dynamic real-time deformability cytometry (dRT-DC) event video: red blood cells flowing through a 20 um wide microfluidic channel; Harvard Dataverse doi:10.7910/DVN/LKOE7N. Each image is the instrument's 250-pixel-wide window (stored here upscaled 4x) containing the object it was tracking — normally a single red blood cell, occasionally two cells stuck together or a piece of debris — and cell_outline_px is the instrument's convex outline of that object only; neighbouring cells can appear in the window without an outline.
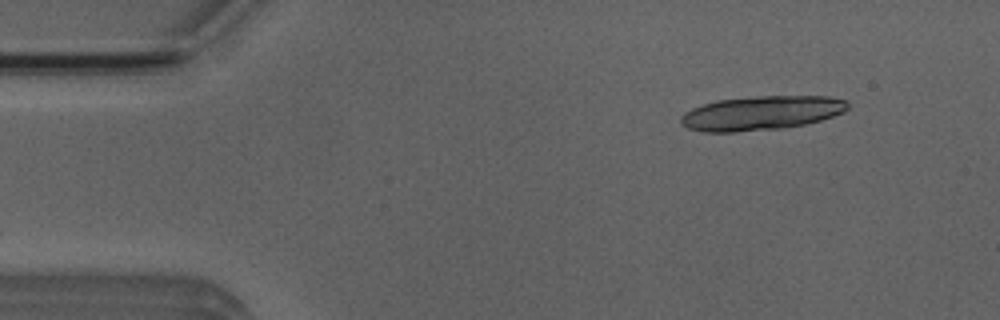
{"species": "Egyptian fruit bat (a non-hibernating species)", "species_latin": "Rousettus aegyptiacus", "temperature_condition": "room temperature", "stored_images_in_passage": 17, "camera_frame_rate_fps": 3000, "um_per_image_px": 0.085, "animal": {"sex": "male"}, "frame": {"image": 1, "passage_image": 6, "time_ms": 1.667, "image_size_px": [1000, 320], "cell_outline_px": [[848, 108], [844, 112], [820, 120], [804, 124], [784, 128], [736, 132], [704, 132], [688, 128], [680, 124], [680, 116], [684, 112], [692, 108], [716, 100], [760, 96], [828, 96], [844, 100], [848, 104]], "centroid_in_image_um": [64.67, 9.61], "position_along_channel_um": 20.3, "area_um2": 33.23}}